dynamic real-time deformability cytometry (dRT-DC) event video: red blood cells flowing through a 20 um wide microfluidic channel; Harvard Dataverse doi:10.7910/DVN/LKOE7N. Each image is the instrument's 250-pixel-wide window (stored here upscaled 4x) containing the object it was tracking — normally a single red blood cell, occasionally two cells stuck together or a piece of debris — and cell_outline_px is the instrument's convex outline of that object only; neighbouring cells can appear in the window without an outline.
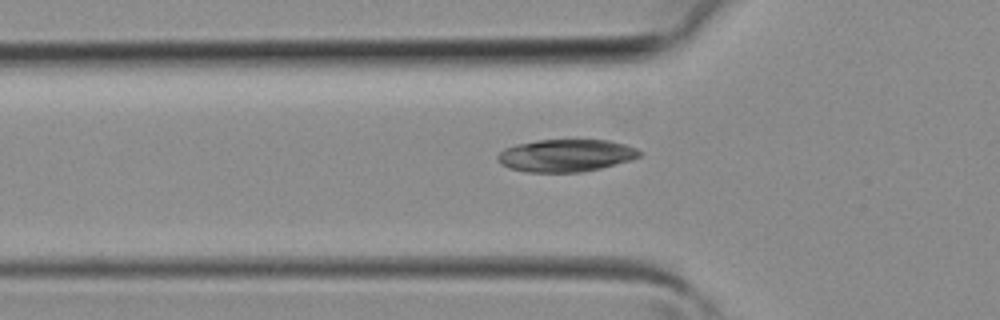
{"species": "common noctule bat (a hibernating species)", "species_latin": "Nyctalus noctula", "temperature_condition": "room temperature", "stored_images_in_passage": 27, "camera_frame_rate_fps": 3000, "um_per_image_px": 0.085, "animal": {"sex": "female", "body_mass_g": 19.3, "forearm_length_mm": 54.1}, "frame": {"image": 1, "passage_image": 4, "time_ms": 1.0, "image_size_px": [1000, 320], "cell_outline_px": [[644, 152], [640, 156], [628, 160], [600, 168], [580, 172], [528, 172], [508, 168], [500, 164], [496, 160], [496, 156], [504, 148], [516, 144], [536, 140], [608, 140], [624, 144], [636, 148]], "centroid_in_image_um": [48.05, 13.21], "position_along_channel_um": 77.8, "area_um2": 26.82}}
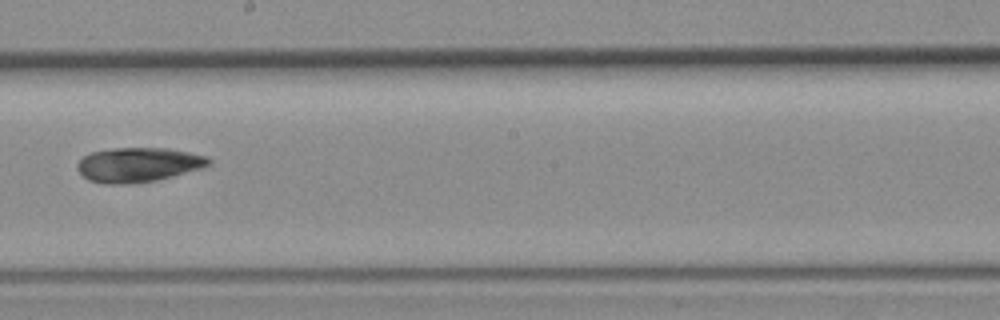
{"frame": {"image": 2, "passage_image": 13, "time_ms": 4.0, "image_size_px": [1000, 320], "cell_outline_px": [[212, 164], [200, 168], [172, 176], [156, 180], [132, 184], [104, 184], [88, 180], [76, 168], [76, 164], [84, 156], [92, 152], [116, 148], [164, 148], [188, 152], [204, 156], [212, 160]], "centroid_in_image_um": [11.73, 14.01], "position_along_channel_um": 236.5, "area_um2": 26.24}}
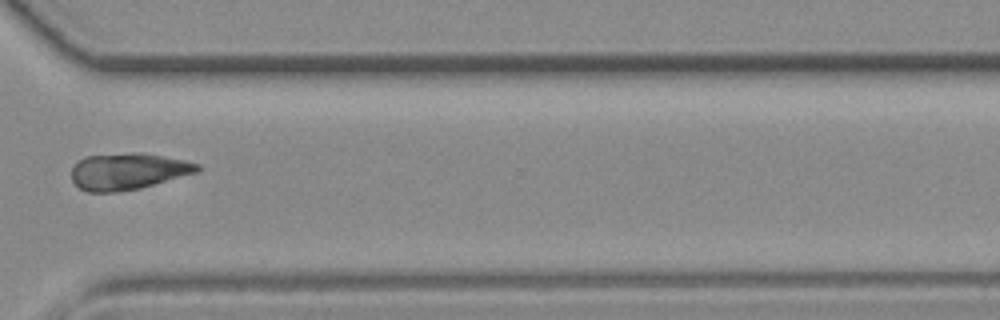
{"frame": {"image": 3, "passage_image": 20, "time_ms": 6.333, "image_size_px": [1000, 320], "cell_outline_px": [[200, 172], [140, 188], [116, 192], [88, 192], [80, 188], [72, 180], [72, 168], [84, 156], [140, 152], [184, 160], [200, 164]], "centroid_in_image_um": [10.91, 14.57], "position_along_channel_um": 359.7, "area_um2": 26.76}}